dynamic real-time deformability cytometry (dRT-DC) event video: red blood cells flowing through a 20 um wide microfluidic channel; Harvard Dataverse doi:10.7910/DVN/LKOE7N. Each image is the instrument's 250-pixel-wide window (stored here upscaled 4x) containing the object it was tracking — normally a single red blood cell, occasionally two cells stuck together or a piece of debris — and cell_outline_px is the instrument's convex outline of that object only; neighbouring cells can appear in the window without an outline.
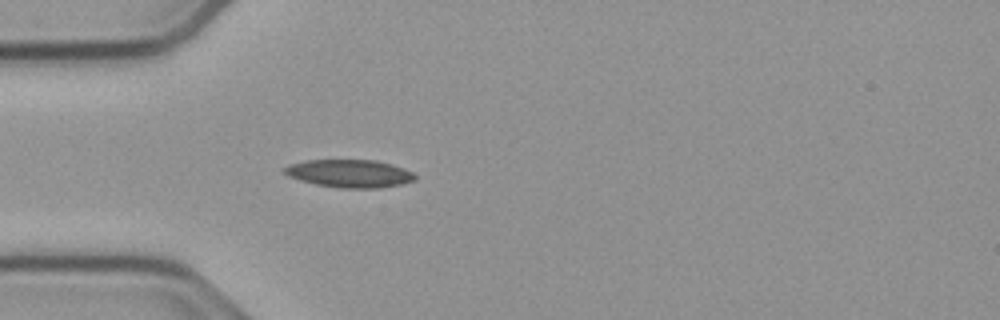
{"species": "common noctule bat (a hibernating species)", "species_latin": "Nyctalus noctula", "temperature_condition": "cold", "stored_images_in_passage": 46, "camera_frame_rate_fps": 3000, "um_per_image_px": 0.085, "animal": {"sex": "male", "body_mass_g": 23.1, "forearm_length_mm": 52.7}, "frame": {"image": 1, "passage_image": 8, "time_ms": 2.333, "image_size_px": [1000, 320], "cell_outline_px": [[416, 180], [400, 184], [380, 188], [340, 188], [316, 184], [300, 180], [288, 176], [284, 172], [284, 168], [288, 164], [304, 160], [376, 160], [392, 164], [404, 168], [412, 172], [416, 176]], "centroid_in_image_um": [29.71, 14.74], "position_along_channel_um": 55.3, "area_um2": 21.27}}
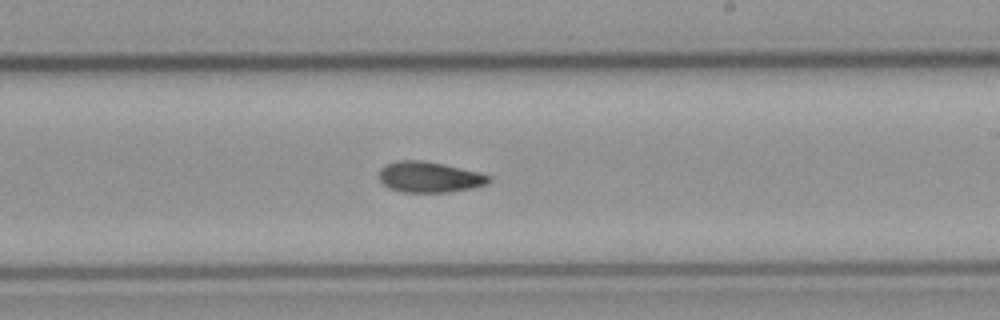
{"frame": {"image": 2, "passage_image": 24, "time_ms": 7.667, "image_size_px": [1000, 320], "cell_outline_px": [[492, 176], [488, 184], [472, 188], [448, 192], [404, 192], [388, 188], [380, 180], [380, 168], [384, 164], [396, 160], [424, 160], [444, 164], [480, 172]], "centroid_in_image_um": [36.51, 15.04], "position_along_channel_um": 252.5, "area_um2": 19.88}}
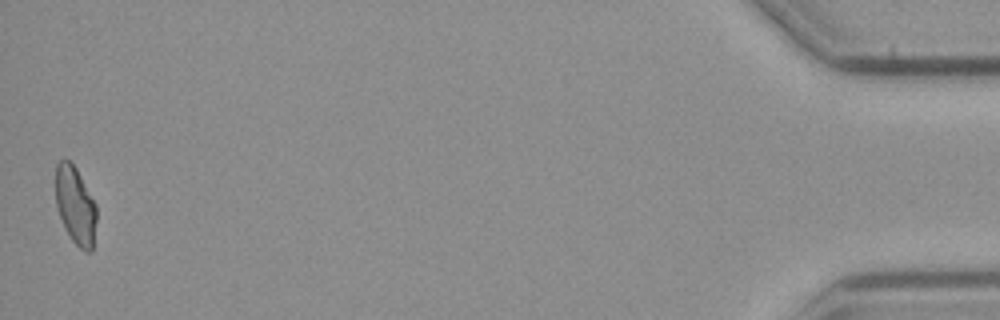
{"frame": {"image": 3, "passage_image": 46, "time_ms": 15.0, "image_size_px": [1000, 320], "cell_outline_px": [[96, 220], [92, 252], [84, 252], [72, 240], [64, 228], [56, 208], [56, 164], [60, 160], [68, 160], [76, 168], [96, 204]], "centroid_in_image_um": [6.4, 17.49], "position_along_channel_um": 428.8, "area_um2": 18.55}, "authors_computed_cell_mechanics": {"area_um2": 19.9121, "velocity_mm_per_s": 3.7854, "shape_relaxation_time_tau1_ms": 7.1277, "shape_relaxation_time_tau2_ms": 8.2116, "deformation_change_tau1": 0.1559, "deformation_change_tau2": 0.1318}}